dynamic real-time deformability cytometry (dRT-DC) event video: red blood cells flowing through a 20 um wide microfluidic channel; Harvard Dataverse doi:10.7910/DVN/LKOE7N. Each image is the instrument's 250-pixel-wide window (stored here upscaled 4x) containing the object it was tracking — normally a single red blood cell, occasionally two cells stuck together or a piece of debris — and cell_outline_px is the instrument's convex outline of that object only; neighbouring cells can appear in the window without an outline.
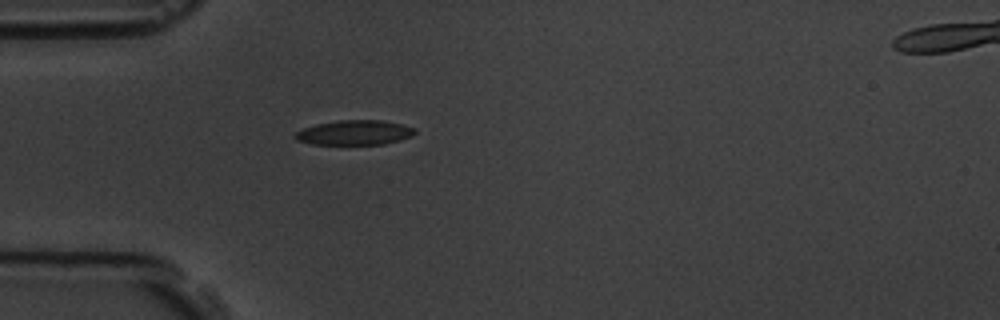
{"species": "common noctule bat (a hibernating species)", "species_latin": "Nyctalus noctula", "temperature_condition": "room temperature", "stored_images_in_passage": 42, "camera_frame_rate_fps": 3000, "um_per_image_px": 0.085, "animal": {"sex": "male", "body_mass_g": 19.5, "forearm_length_mm": 54.6}, "frame": {"image": 1, "passage_image": 1, "time_ms": 0.0, "image_size_px": [1000, 320], "cell_outline_px": [[416, 132], [412, 136], [400, 140], [384, 144], [312, 144], [296, 140], [292, 136], [296, 132], [304, 128], [316, 124], [340, 120], [380, 120], [400, 124], [416, 128]], "centroid_in_image_um": [30.13, 11.27], "position_along_channel_um": 54.9, "area_um2": 17.22}}
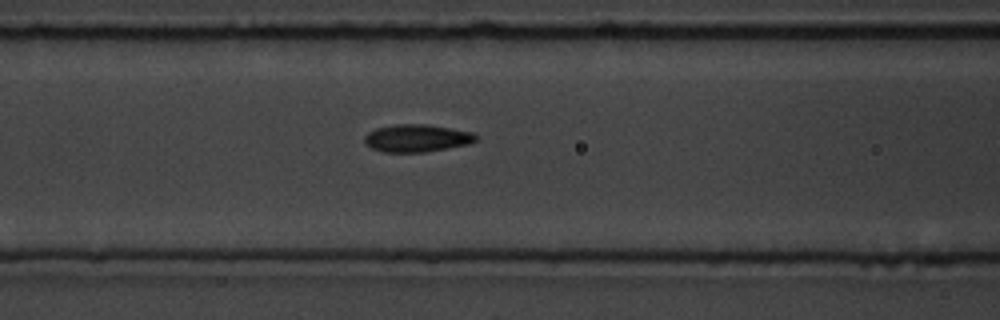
{"frame": {"image": 2, "passage_image": 8, "time_ms": 2.333, "image_size_px": [1000, 320], "cell_outline_px": [[476, 140], [468, 144], [424, 152], [384, 152], [372, 148], [364, 144], [364, 136], [368, 132], [376, 128], [396, 124], [428, 124], [472, 132], [476, 136]], "centroid_in_image_um": [35.38, 11.74], "position_along_channel_um": 131.2, "area_um2": 17.8}}
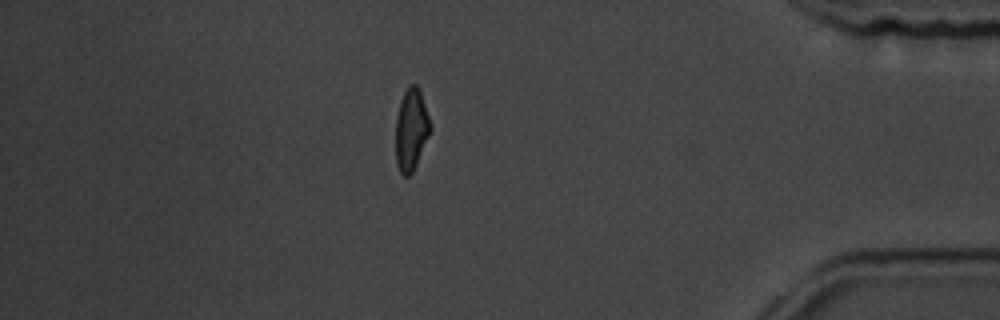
{"frame": {"image": 3, "passage_image": 34, "time_ms": 11.0, "image_size_px": [1000, 320], "cell_outline_px": [[432, 128], [416, 164], [412, 172], [408, 176], [404, 176], [400, 172], [396, 164], [396, 116], [400, 100], [408, 84], [416, 84], [420, 88], [432, 124]], "centroid_in_image_um": [34.96, 10.95], "position_along_channel_um": 400.2, "area_um2": 16.76}, "authors_computed_cell_mechanics": {"area_um2": 17.1377, "velocity_mm_per_s": 3.5516, "shape_relaxation_time_tau1_ms": 3.3476, "shape_relaxation_time_tau2_ms": 3.1425, "deformation_change_tau1": 0.1306, "deformation_change_tau2": 0.0859}}